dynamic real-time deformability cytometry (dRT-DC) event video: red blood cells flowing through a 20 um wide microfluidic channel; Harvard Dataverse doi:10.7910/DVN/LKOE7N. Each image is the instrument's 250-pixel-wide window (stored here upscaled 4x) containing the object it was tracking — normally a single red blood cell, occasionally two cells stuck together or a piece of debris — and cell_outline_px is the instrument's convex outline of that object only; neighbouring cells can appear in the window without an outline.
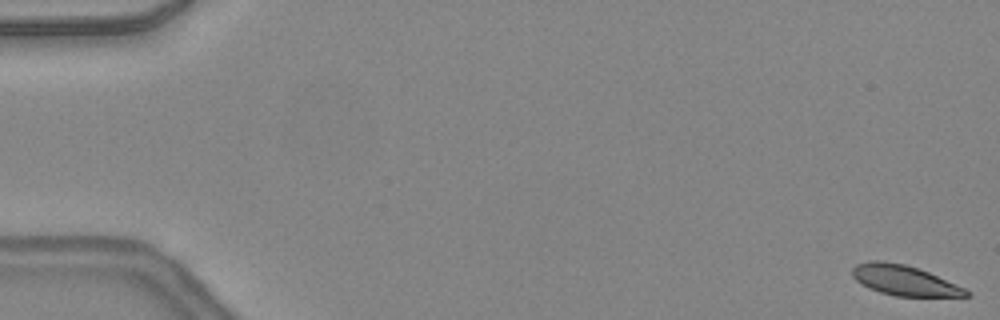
{"species": "common noctule bat (a hibernating species)", "species_latin": "Nyctalus noctula", "temperature_condition": "warm", "stored_images_in_passage": 49, "camera_frame_rate_fps": 3000, "um_per_image_px": 0.085, "animal": {"sex": "female", "body_mass_g": 24.6, "forearm_length_mm": 56.2}, "frame": {"image": 1, "passage_image": 1, "time_ms": 0.0, "image_size_px": [1000, 320], "cell_outline_px": [[972, 296], [896, 296], [880, 292], [868, 288], [856, 280], [852, 276], [852, 268], [856, 264], [868, 260], [884, 260], [904, 264], [928, 272], [956, 284], [964, 288]], "centroid_in_image_um": [76.81, 23.82], "position_along_channel_um": 8.2, "area_um2": 19.88}}
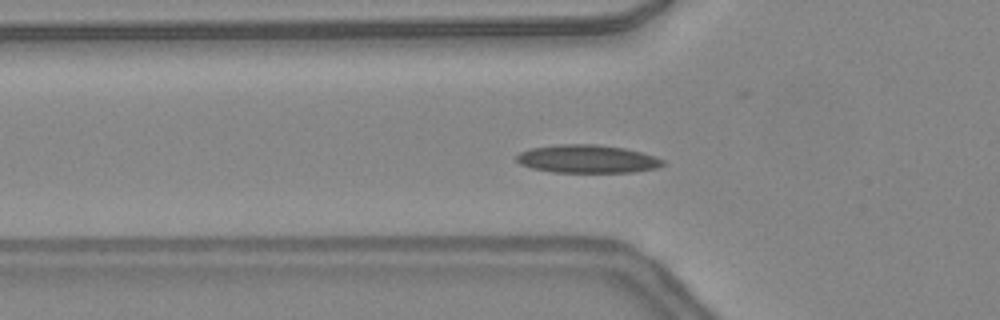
{"frame": {"image": 2, "passage_image": 17, "time_ms": 5.333, "image_size_px": [1000, 320], "cell_outline_px": [[664, 164], [656, 168], [632, 172], [552, 172], [532, 168], [520, 164], [516, 160], [516, 156], [520, 152], [532, 148], [560, 144], [596, 144], [624, 148], [640, 152], [664, 160]], "centroid_in_image_um": [49.89, 13.51], "position_along_channel_um": 75.9, "area_um2": 23.76}}
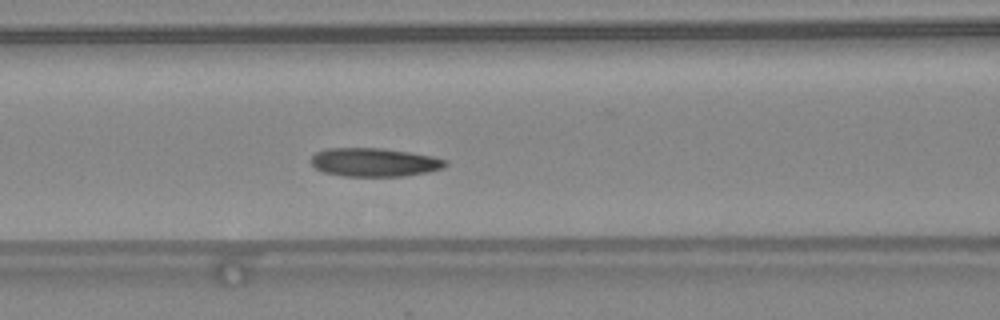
{"frame": {"image": 3, "passage_image": 21, "time_ms": 6.667, "image_size_px": [1000, 320], "cell_outline_px": [[448, 164], [444, 168], [428, 172], [404, 176], [344, 176], [324, 172], [316, 168], [312, 164], [312, 156], [316, 152], [328, 148], [380, 148], [412, 152], [432, 156], [448, 160]], "centroid_in_image_um": [31.87, 13.79], "position_along_channel_um": 134.7, "area_um2": 22.43}, "authors_computed_cell_mechanics": {"area_um2": 21.8484, "velocity_mm_per_s": 4.3454, "shape_relaxation_time_tau1_ms": 4.6451, "shape_relaxation_time_tau2_ms": 3.779, "deformation_change_tau1": 0.1113, "deformation_change_tau2": 0.1007}}